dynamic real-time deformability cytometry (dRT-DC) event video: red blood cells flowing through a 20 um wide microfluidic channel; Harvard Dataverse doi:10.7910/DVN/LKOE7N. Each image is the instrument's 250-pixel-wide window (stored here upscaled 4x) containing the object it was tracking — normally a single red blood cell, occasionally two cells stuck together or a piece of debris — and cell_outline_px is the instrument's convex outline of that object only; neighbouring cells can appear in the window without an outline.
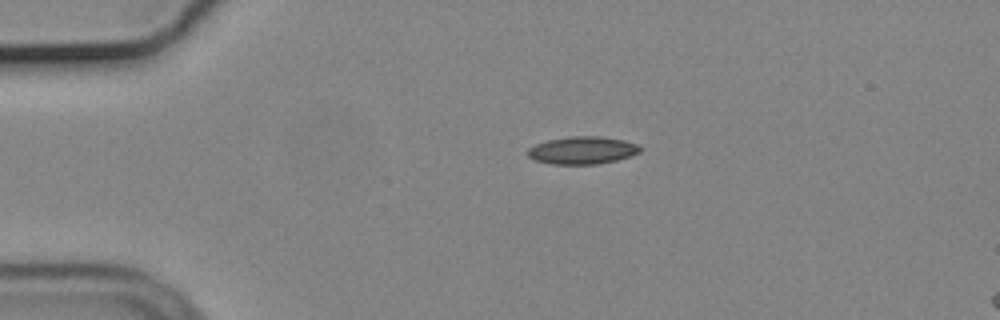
{"species": "common noctule bat (a hibernating species)", "species_latin": "Nyctalus noctula", "temperature_condition": "cold", "stored_images_in_passage": 44, "camera_frame_rate_fps": 3000, "um_per_image_px": 0.085, "animal": {"sex": "male", "body_mass_g": 19.2, "forearm_length_mm": 51.8}, "frame": {"image": 1, "passage_image": 1, "time_ms": 0.0, "image_size_px": [1000, 320], "cell_outline_px": [[640, 152], [616, 160], [596, 164], [552, 164], [536, 160], [528, 156], [528, 148], [536, 144], [548, 140], [572, 136], [600, 136], [624, 140], [636, 144], [640, 148]], "centroid_in_image_um": [49.49, 12.77], "position_along_channel_um": 35.5, "area_um2": 17.8}}
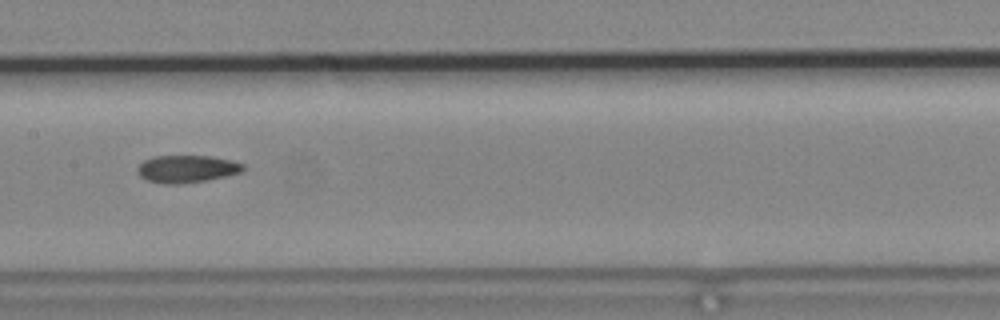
{"frame": {"image": 2, "passage_image": 17, "time_ms": 5.333, "image_size_px": [1000, 320], "cell_outline_px": [[244, 168], [240, 172], [224, 176], [204, 180], [180, 184], [164, 184], [148, 180], [140, 176], [136, 172], [136, 168], [144, 160], [152, 156], [212, 156], [232, 160], [244, 164]], "centroid_in_image_um": [15.84, 14.34], "position_along_channel_um": 191.6, "area_um2": 16.82}}
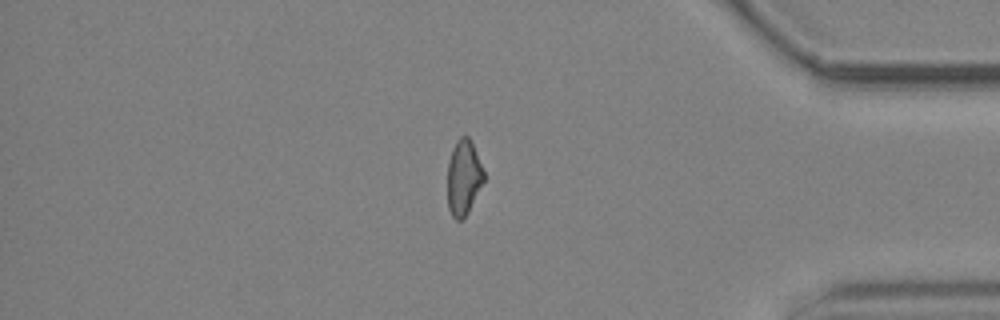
{"frame": {"image": 3, "passage_image": 36, "time_ms": 11.667, "image_size_px": [1000, 320], "cell_outline_px": [[484, 180], [468, 212], [460, 220], [456, 220], [452, 216], [448, 208], [448, 160], [452, 148], [456, 140], [460, 136], [468, 136], [472, 144], [484, 172]], "centroid_in_image_um": [39.38, 15.08], "position_along_channel_um": 395.8, "area_um2": 15.72}, "authors_computed_cell_mechanics": {"area_um2": 16.9354, "velocity_mm_per_s": 3.6967, "shape_relaxation_time_tau1_ms": null, "shape_relaxation_time_tau2_ms": 4.5579, "deformation_change_tau1": null, "deformation_change_tau2": 0.1138}}